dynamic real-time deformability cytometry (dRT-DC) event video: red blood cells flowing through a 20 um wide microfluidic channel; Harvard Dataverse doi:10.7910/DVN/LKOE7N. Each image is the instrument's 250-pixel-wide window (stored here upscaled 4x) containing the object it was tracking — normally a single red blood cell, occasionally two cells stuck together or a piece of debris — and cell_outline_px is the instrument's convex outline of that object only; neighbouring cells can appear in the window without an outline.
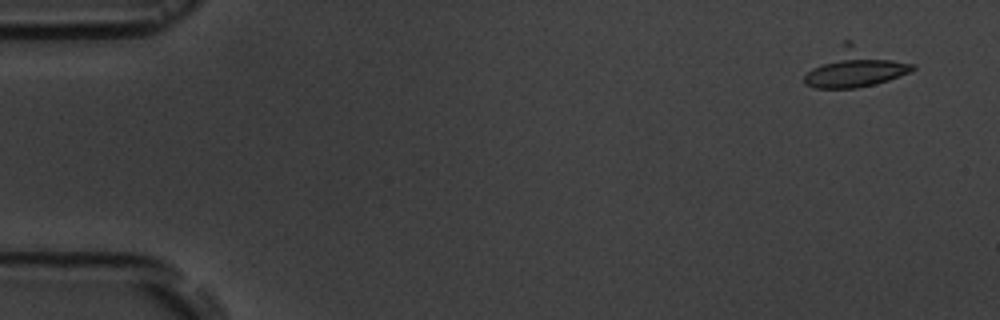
{"species": "common noctule bat (a hibernating species)", "species_latin": "Nyctalus noctula", "temperature_condition": "room temperature", "stored_images_in_passage": 6, "camera_frame_rate_fps": 3000, "um_per_image_px": 0.085, "animal": {"sex": "male", "body_mass_g": 19.5, "forearm_length_mm": 54.6}, "frame": {"image": 1, "passage_image": 2, "time_ms": 1.333, "image_size_px": [1000, 320], "cell_outline_px": [[916, 68], [908, 72], [888, 80], [856, 88], [816, 88], [804, 84], [804, 76], [812, 68], [844, 40], [852, 40], [916, 64]], "centroid_in_image_um": [72.74, 5.72], "position_along_channel_um": 12.3, "area_um2": 24.33}}
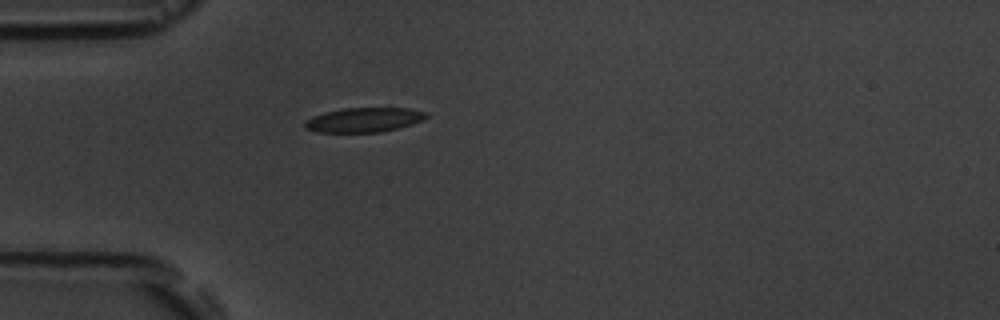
{"frame": {"image": 2, "passage_image": 6, "time_ms": 5.667, "image_size_px": [1000, 320], "cell_outline_px": [[428, 116], [412, 124], [380, 132], [316, 132], [304, 128], [304, 120], [312, 116], [324, 112], [344, 108], [408, 108], [428, 112]], "centroid_in_image_um": [30.89, 10.18], "position_along_channel_um": 54.1, "area_um2": 17.34}}